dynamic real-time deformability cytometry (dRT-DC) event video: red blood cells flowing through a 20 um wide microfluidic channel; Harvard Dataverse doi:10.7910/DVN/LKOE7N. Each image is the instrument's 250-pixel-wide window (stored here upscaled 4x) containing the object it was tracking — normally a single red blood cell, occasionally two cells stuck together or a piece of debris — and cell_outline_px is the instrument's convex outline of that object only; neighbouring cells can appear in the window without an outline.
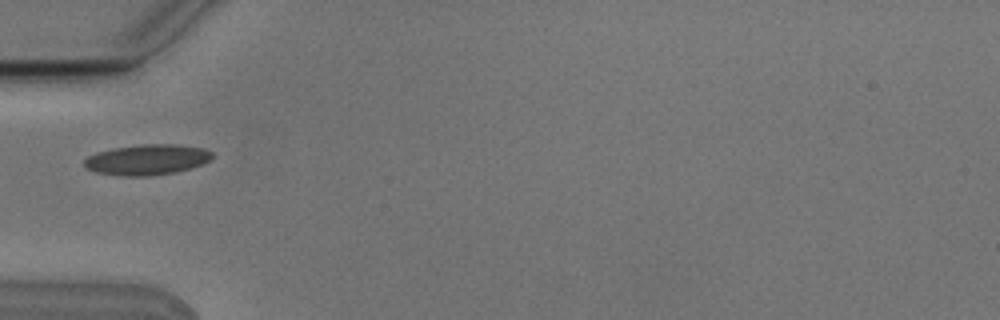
{"species": "Egyptian fruit bat (a non-hibernating species)", "species_latin": "Rousettus aegyptiacus", "temperature_condition": "cold", "stored_images_in_passage": 1, "camera_frame_rate_fps": 3000, "um_per_image_px": 0.085, "animal": {"sex": "male"}, "frame": {"image": 1, "passage_image": 1, "time_ms": 0.0, "image_size_px": [1000, 320], "cell_outline_px": [[212, 156], [204, 164], [176, 172], [148, 176], [124, 176], [96, 172], [84, 168], [84, 160], [88, 156], [96, 152], [112, 148], [144, 144], [176, 144], [204, 148], [212, 152]], "centroid_in_image_um": [12.48, 13.57], "position_along_channel_um": 72.5, "area_um2": 22.83}}